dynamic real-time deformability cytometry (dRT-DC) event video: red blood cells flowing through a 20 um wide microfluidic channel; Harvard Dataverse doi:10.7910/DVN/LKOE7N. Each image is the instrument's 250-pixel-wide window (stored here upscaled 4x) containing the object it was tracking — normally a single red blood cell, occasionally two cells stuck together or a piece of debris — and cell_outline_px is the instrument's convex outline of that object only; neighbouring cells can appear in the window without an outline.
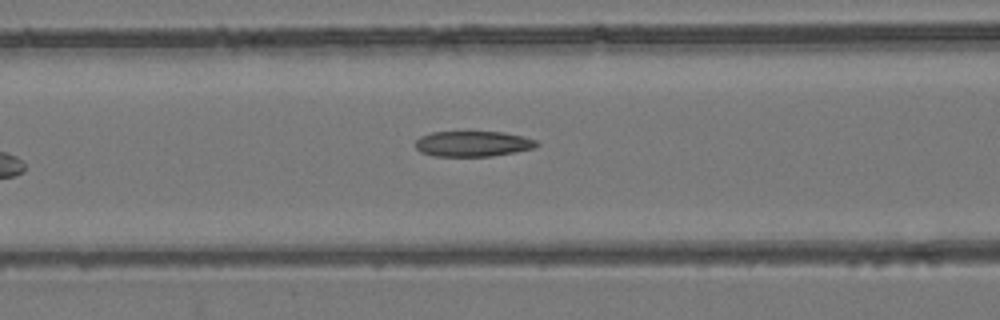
{"species": "common noctule bat (a hibernating species)", "species_latin": "Nyctalus noctula", "temperature_condition": "room temperature", "stored_images_in_passage": 7, "camera_frame_rate_fps": 3000, "um_per_image_px": 0.085, "animal": {"sex": "female", "body_mass_g": 24.6, "forearm_length_mm": 56.2}, "frame": {"image": 1, "passage_image": 7, "time_ms": 8.0, "image_size_px": [1000, 320], "cell_outline_px": [[540, 144], [536, 148], [516, 152], [492, 156], [432, 156], [420, 152], [416, 148], [416, 140], [420, 136], [432, 132], [504, 132], [536, 140]], "centroid_in_image_um": [40.2, 12.23], "position_along_channel_um": 126.4, "area_um2": 18.09}}